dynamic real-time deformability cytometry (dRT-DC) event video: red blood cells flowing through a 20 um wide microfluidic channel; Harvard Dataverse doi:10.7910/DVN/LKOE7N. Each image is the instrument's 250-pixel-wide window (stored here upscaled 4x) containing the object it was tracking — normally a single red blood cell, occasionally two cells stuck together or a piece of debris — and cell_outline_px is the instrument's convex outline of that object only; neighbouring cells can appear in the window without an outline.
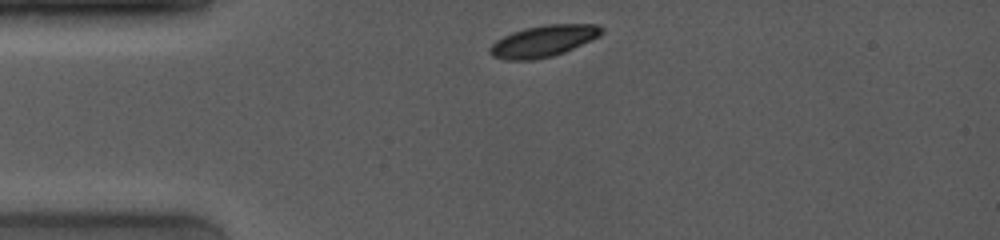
{"species": "common noctule bat (a hibernating species)", "species_latin": "Nyctalus noctula", "temperature_condition": "room temperature", "stored_images_in_passage": 51, "camera_frame_rate_fps": 4000, "um_per_image_px": 0.085, "animal": {"sex": "female", "body_mass_g": 19.0, "forearm_length_mm": 53.3}, "frame": {"image": 1, "passage_image": 1, "time_ms": 0.0, "image_size_px": [1000, 240], "cell_outline_px": [[604, 32], [600, 36], [592, 40], [564, 52], [552, 56], [532, 60], [508, 60], [492, 56], [488, 52], [488, 48], [496, 40], [512, 32], [524, 28], [544, 24], [596, 24], [604, 28]], "centroid_in_image_um": [46.19, 3.48], "position_along_channel_um": 38.8, "area_um2": 20.63}}
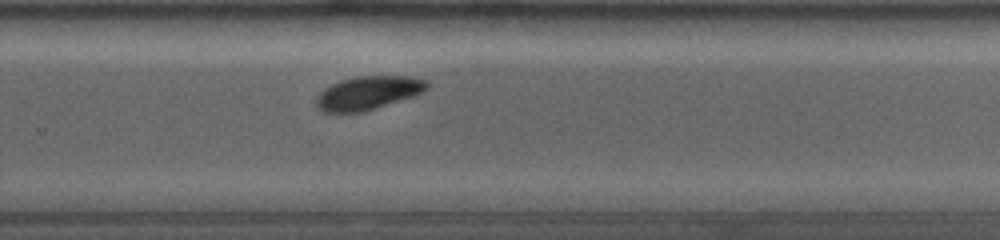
{"frame": {"image": 2, "passage_image": 32, "time_ms": 7.25, "image_size_px": [1000, 240], "cell_outline_px": [[428, 88], [424, 92], [416, 96], [364, 112], [324, 112], [316, 108], [316, 96], [324, 88], [340, 80], [356, 76], [408, 76], [428, 80]], "centroid_in_image_um": [31.31, 7.9], "position_along_channel_um": 298.5, "area_um2": 21.96}}
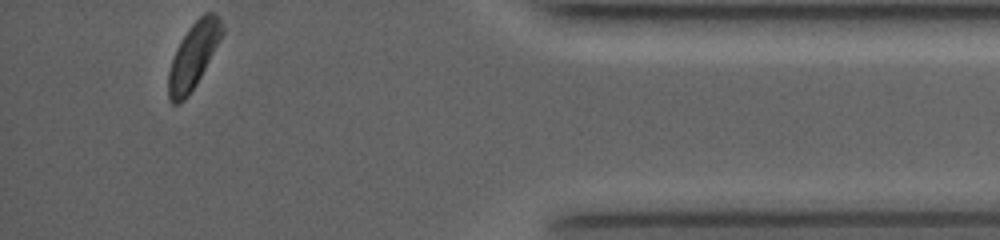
{"frame": {"image": 3, "passage_image": 51, "time_ms": 11.0, "image_size_px": [1000, 240], "cell_outline_px": [[224, 32], [196, 84], [188, 96], [180, 104], [172, 104], [168, 96], [168, 72], [176, 48], [180, 40], [188, 28], [204, 12], [212, 12], [220, 16], [224, 28]], "centroid_in_image_um": [16.43, 4.72], "position_along_channel_um": 418.8, "area_um2": 20.46}, "authors_computed_cell_mechanics": {"area_um2": 22.1952, "velocity_mm_per_s": 4.0054, "shape_relaxation_time_tau1_ms": 1.8052, "shape_relaxation_time_tau2_ms": null, "deformation_change_tau1": 0.1013, "deformation_change_tau2": null}}